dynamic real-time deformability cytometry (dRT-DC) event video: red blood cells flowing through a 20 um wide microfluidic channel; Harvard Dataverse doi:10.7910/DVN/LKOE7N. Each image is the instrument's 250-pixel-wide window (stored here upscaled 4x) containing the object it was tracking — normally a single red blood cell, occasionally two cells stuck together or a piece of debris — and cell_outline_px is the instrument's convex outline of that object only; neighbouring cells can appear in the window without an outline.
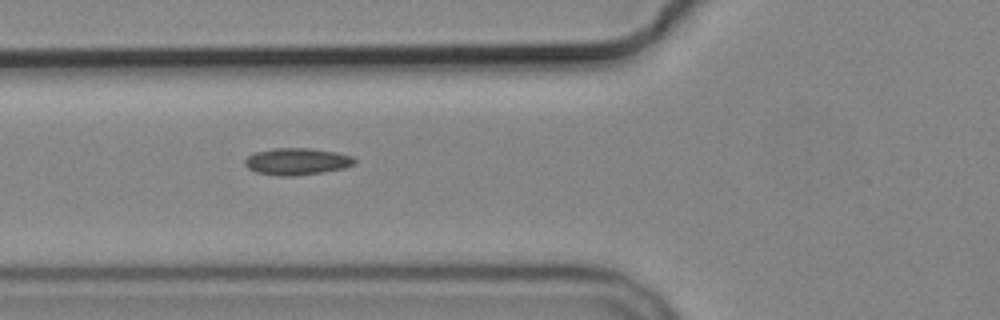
{"species": "common noctule bat (a hibernating species)", "species_latin": "Nyctalus noctula", "temperature_condition": "cold", "stored_images_in_passage": 6, "camera_frame_rate_fps": 3000, "um_per_image_px": 0.085, "animal": {"sex": "male", "body_mass_g": 19.2, "forearm_length_mm": 51.8}, "frame": {"image": 1, "passage_image": 3, "time_ms": 3.0, "image_size_px": [1000, 320], "cell_outline_px": [[356, 164], [344, 168], [320, 172], [292, 176], [276, 176], [256, 172], [248, 168], [244, 164], [244, 160], [248, 156], [256, 152], [272, 148], [308, 148], [336, 152], [352, 156], [356, 160]], "centroid_in_image_um": [25.22, 13.72], "position_along_channel_um": 100.6, "area_um2": 17.17}}
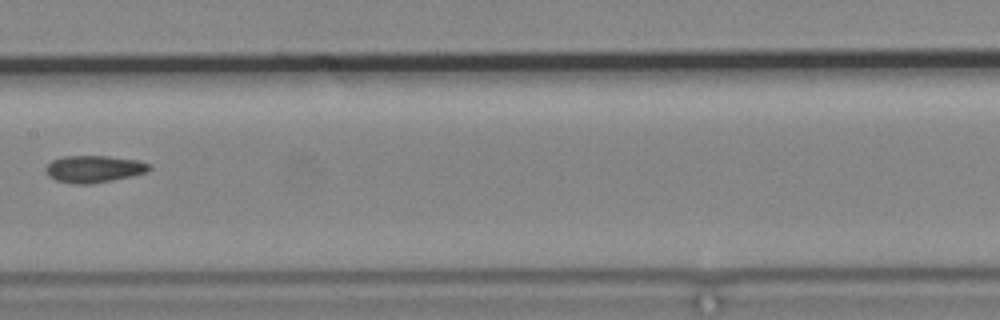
{"frame": {"image": 2, "passage_image": 5, "time_ms": 5.667, "image_size_px": [1000, 320], "cell_outline_px": [[152, 168], [148, 172], [132, 176], [112, 180], [88, 184], [76, 184], [56, 180], [48, 176], [44, 168], [52, 160], [64, 156], [108, 156], [140, 160], [152, 164]], "centroid_in_image_um": [8.03, 14.35], "position_along_channel_um": 199.4, "area_um2": 16.47}}
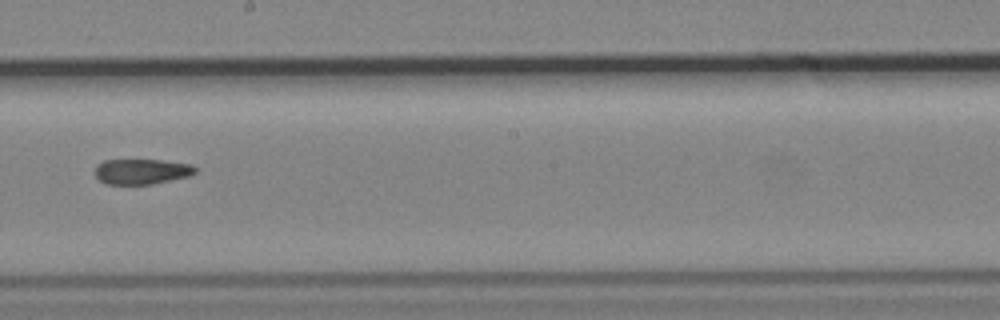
{"frame": {"image": 3, "passage_image": 6, "time_ms": 6.667, "image_size_px": [1000, 320], "cell_outline_px": [[196, 172], [188, 176], [152, 184], [104, 184], [96, 176], [96, 164], [104, 160], [160, 160], [192, 164], [196, 168]], "centroid_in_image_um": [12.03, 14.57], "position_along_channel_um": 236.2, "area_um2": 14.74}}